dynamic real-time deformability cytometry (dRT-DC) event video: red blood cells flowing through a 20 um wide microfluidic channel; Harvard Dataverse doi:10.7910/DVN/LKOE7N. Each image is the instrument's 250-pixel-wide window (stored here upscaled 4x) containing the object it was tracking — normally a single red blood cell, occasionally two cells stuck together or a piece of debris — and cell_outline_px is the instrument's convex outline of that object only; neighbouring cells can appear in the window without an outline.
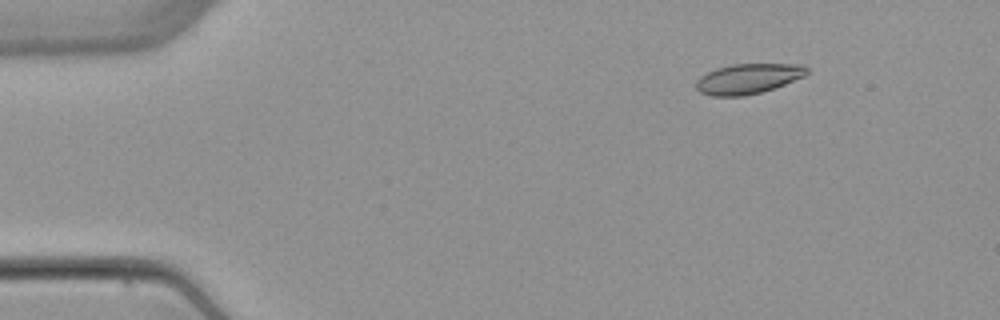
{"species": "common noctule bat (a hibernating species)", "species_latin": "Nyctalus noctula", "temperature_condition": "warm", "stored_images_in_passage": 4, "camera_frame_rate_fps": 3000, "um_per_image_px": 0.085, "animal": {"sex": "female", "body_mass_g": 22.7, "forearm_length_mm": 54.2}, "frame": {"image": 1, "passage_image": 2, "time_ms": 1.0, "image_size_px": [1000, 320], "cell_outline_px": [[808, 72], [804, 76], [784, 84], [760, 92], [744, 96], [712, 96], [700, 92], [696, 88], [696, 80], [700, 76], [716, 68], [732, 64], [804, 64], [808, 68]], "centroid_in_image_um": [63.57, 6.68], "position_along_channel_um": 21.4, "area_um2": 19.36}}